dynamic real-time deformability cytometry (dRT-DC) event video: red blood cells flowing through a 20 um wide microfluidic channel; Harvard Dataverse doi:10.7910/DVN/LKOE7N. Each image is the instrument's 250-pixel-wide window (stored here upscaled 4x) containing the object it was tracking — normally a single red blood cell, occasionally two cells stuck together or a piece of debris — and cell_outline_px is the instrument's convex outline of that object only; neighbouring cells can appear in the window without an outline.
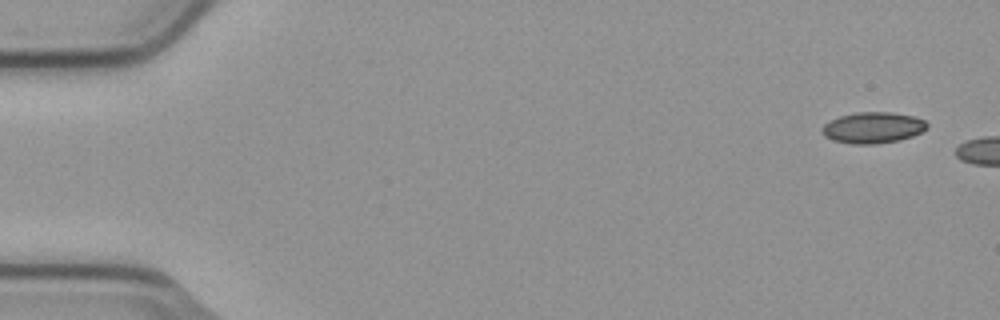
{"species": "common noctule bat (a hibernating species)", "species_latin": "Nyctalus noctula", "temperature_condition": "cold", "stored_images_in_passage": 2, "camera_frame_rate_fps": 3000, "um_per_image_px": 0.085, "animal": {"sex": "male", "body_mass_g": 23.1, "forearm_length_mm": 52.7}, "frame": {"image": 1, "passage_image": 1, "time_ms": 0.0, "image_size_px": [1000, 320], "cell_outline_px": [[928, 128], [912, 136], [900, 140], [876, 144], [852, 144], [832, 140], [824, 136], [820, 128], [824, 124], [840, 116], [856, 112], [892, 112], [912, 116], [924, 120], [928, 124]], "centroid_in_image_um": [74.19, 10.86], "position_along_channel_um": 10.8, "area_um2": 19.07}}